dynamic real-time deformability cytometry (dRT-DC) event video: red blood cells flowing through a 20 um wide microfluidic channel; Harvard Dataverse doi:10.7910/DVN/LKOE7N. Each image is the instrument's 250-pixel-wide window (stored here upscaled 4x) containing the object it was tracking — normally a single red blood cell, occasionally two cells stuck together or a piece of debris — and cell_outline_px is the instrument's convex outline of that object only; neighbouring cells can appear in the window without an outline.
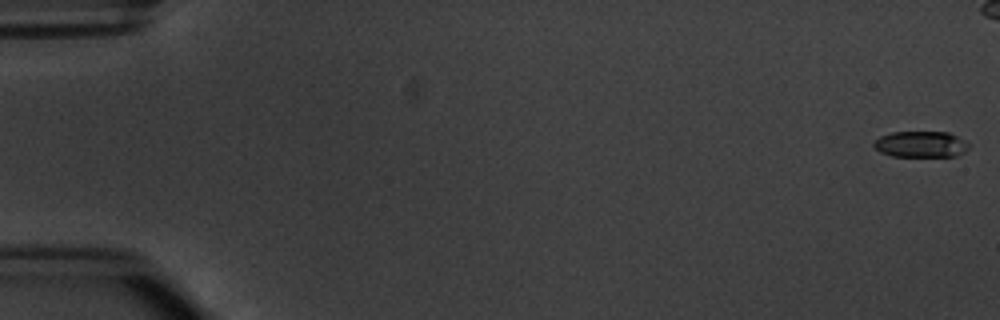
{"species": "common noctule bat (a hibernating species)", "species_latin": "Nyctalus noctula", "temperature_condition": "warm", "stored_images_in_passage": 5, "camera_frame_rate_fps": 3000, "um_per_image_px": 0.085, "animal": {"sex": "male", "body_mass_g": 20.1, "forearm_length_mm": 53.5}, "frame": {"image": 1, "passage_image": 1, "time_ms": 0.0, "image_size_px": [1000, 320], "cell_outline_px": [[968, 148], [964, 152], [956, 156], [892, 156], [880, 152], [872, 144], [880, 136], [892, 132], [948, 132], [956, 136], [968, 144]], "centroid_in_image_um": [78.24, 12.26], "position_along_channel_um": 6.8, "area_um2": 14.28}}